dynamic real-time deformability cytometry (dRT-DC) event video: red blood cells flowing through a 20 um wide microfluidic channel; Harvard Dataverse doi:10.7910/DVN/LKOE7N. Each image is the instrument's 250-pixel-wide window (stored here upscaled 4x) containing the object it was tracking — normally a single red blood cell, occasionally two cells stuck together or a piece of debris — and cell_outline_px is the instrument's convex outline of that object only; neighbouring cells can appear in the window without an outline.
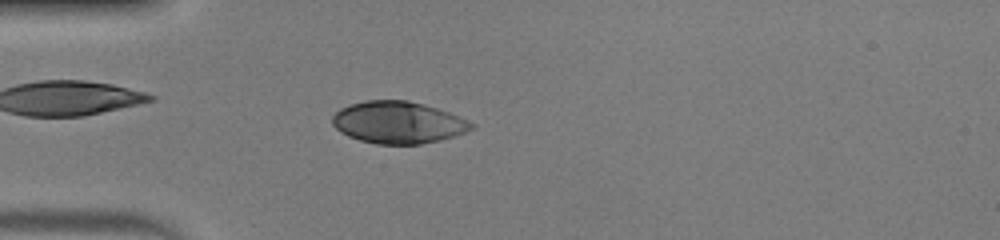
{"species": "human", "species_latin": "Homo sapiens", "temperature_condition": "warm", "stored_images_in_passage": 50, "camera_frame_rate_fps": 3000, "um_per_image_px": 0.085, "donor": {"sex": "male"}, "frame": {"image": 1, "passage_image": 14, "time_ms": 4.333, "image_size_px": [1000, 240], "cell_outline_px": [[476, 124], [472, 128], [464, 132], [440, 140], [420, 144], [376, 144], [360, 140], [348, 136], [340, 132], [332, 124], [332, 116], [340, 108], [348, 104], [364, 100], [408, 100], [424, 104], [448, 112], [468, 120]], "centroid_in_image_um": [33.8, 10.4], "position_along_channel_um": 51.2, "area_um2": 34.04}}
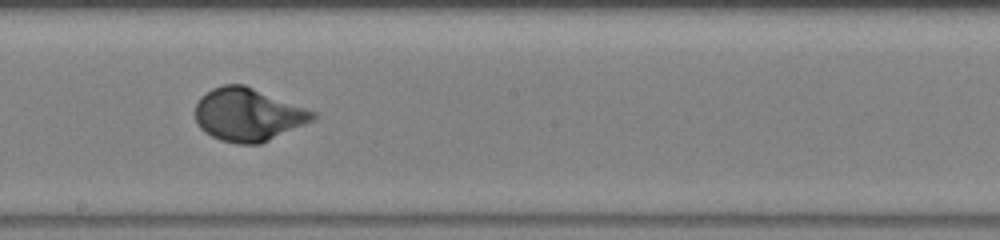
{"frame": {"image": 2, "passage_image": 28, "time_ms": 9.0, "image_size_px": [1000, 240], "cell_outline_px": [[316, 116], [312, 120], [304, 124], [260, 144], [236, 144], [220, 140], [204, 132], [200, 128], [196, 120], [196, 104], [200, 96], [212, 88], [224, 84], [244, 84], [316, 112]], "centroid_in_image_um": [21.04, 9.74], "position_along_channel_um": 227.2, "area_um2": 36.07}}
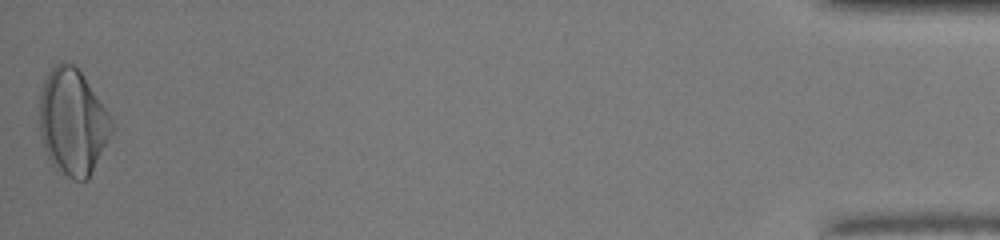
{"frame": {"image": 3, "passage_image": 50, "time_ms": 16.333, "image_size_px": [1000, 240], "cell_outline_px": [[116, 128], [88, 180], [72, 180], [56, 172], [44, 148], [40, 136], [40, 92], [44, 80], [52, 64], [72, 64], [84, 76], [112, 116], [116, 124]], "centroid_in_image_um": [6.21, 10.42], "position_along_channel_um": 429.0, "area_um2": 45.43}, "authors_computed_cell_mechanics": {"area_um2": 36.1539, "velocity_mm_per_s": 4.0335, "shape_relaxation_time_tau1_ms": 2.7162, "shape_relaxation_time_tau2_ms": null, "deformation_change_tau1": 0.183, "deformation_change_tau2": null}}